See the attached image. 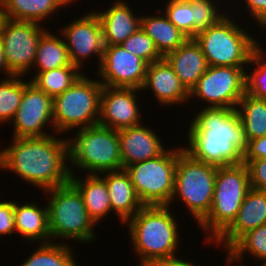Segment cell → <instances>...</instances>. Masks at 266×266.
Segmentation results:
<instances>
[{
	"label": "cell",
	"instance_id": "3957f363",
	"mask_svg": "<svg viewBox=\"0 0 266 266\" xmlns=\"http://www.w3.org/2000/svg\"><path fill=\"white\" fill-rule=\"evenodd\" d=\"M168 205L143 206L127 223L139 264L176 256L179 226Z\"/></svg>",
	"mask_w": 266,
	"mask_h": 266
},
{
	"label": "cell",
	"instance_id": "ac0fdd59",
	"mask_svg": "<svg viewBox=\"0 0 266 266\" xmlns=\"http://www.w3.org/2000/svg\"><path fill=\"white\" fill-rule=\"evenodd\" d=\"M266 224V191L250 189L232 224L213 242L227 251L243 234Z\"/></svg>",
	"mask_w": 266,
	"mask_h": 266
},
{
	"label": "cell",
	"instance_id": "cb8c5ba5",
	"mask_svg": "<svg viewBox=\"0 0 266 266\" xmlns=\"http://www.w3.org/2000/svg\"><path fill=\"white\" fill-rule=\"evenodd\" d=\"M71 174L70 182L79 190L85 208L95 224L112 212L106 182L100 175H89L83 179Z\"/></svg>",
	"mask_w": 266,
	"mask_h": 266
},
{
	"label": "cell",
	"instance_id": "30bf717a",
	"mask_svg": "<svg viewBox=\"0 0 266 266\" xmlns=\"http://www.w3.org/2000/svg\"><path fill=\"white\" fill-rule=\"evenodd\" d=\"M168 149L156 158L126 166L136 194L144 206L168 205L174 190L177 155L183 147Z\"/></svg>",
	"mask_w": 266,
	"mask_h": 266
},
{
	"label": "cell",
	"instance_id": "44dd1931",
	"mask_svg": "<svg viewBox=\"0 0 266 266\" xmlns=\"http://www.w3.org/2000/svg\"><path fill=\"white\" fill-rule=\"evenodd\" d=\"M163 58L172 67L188 92L209 67L200 45L194 38H188L181 46L167 53Z\"/></svg>",
	"mask_w": 266,
	"mask_h": 266
},
{
	"label": "cell",
	"instance_id": "d6986e66",
	"mask_svg": "<svg viewBox=\"0 0 266 266\" xmlns=\"http://www.w3.org/2000/svg\"><path fill=\"white\" fill-rule=\"evenodd\" d=\"M143 89V90H142ZM151 89V92L163 106H171L189 101V92L181 84L179 77L163 58L147 65L145 81L141 91Z\"/></svg>",
	"mask_w": 266,
	"mask_h": 266
},
{
	"label": "cell",
	"instance_id": "4dcf8cb0",
	"mask_svg": "<svg viewBox=\"0 0 266 266\" xmlns=\"http://www.w3.org/2000/svg\"><path fill=\"white\" fill-rule=\"evenodd\" d=\"M72 250L66 243H39L20 266H78Z\"/></svg>",
	"mask_w": 266,
	"mask_h": 266
},
{
	"label": "cell",
	"instance_id": "7bdbcfd3",
	"mask_svg": "<svg viewBox=\"0 0 266 266\" xmlns=\"http://www.w3.org/2000/svg\"><path fill=\"white\" fill-rule=\"evenodd\" d=\"M7 19L8 18H7L5 11H4V7L0 1V35L2 33L3 26H4Z\"/></svg>",
	"mask_w": 266,
	"mask_h": 266
},
{
	"label": "cell",
	"instance_id": "1f68e13d",
	"mask_svg": "<svg viewBox=\"0 0 266 266\" xmlns=\"http://www.w3.org/2000/svg\"><path fill=\"white\" fill-rule=\"evenodd\" d=\"M23 76L11 75L0 81V125L11 122L25 89Z\"/></svg>",
	"mask_w": 266,
	"mask_h": 266
},
{
	"label": "cell",
	"instance_id": "836d02e7",
	"mask_svg": "<svg viewBox=\"0 0 266 266\" xmlns=\"http://www.w3.org/2000/svg\"><path fill=\"white\" fill-rule=\"evenodd\" d=\"M163 12L188 38H194V15L191 0H167Z\"/></svg>",
	"mask_w": 266,
	"mask_h": 266
},
{
	"label": "cell",
	"instance_id": "4fadbf2b",
	"mask_svg": "<svg viewBox=\"0 0 266 266\" xmlns=\"http://www.w3.org/2000/svg\"><path fill=\"white\" fill-rule=\"evenodd\" d=\"M13 138L45 137L47 124L55 131L53 122V98L38 89L33 83L25 81L22 100L13 120L10 122Z\"/></svg>",
	"mask_w": 266,
	"mask_h": 266
},
{
	"label": "cell",
	"instance_id": "ffe728a7",
	"mask_svg": "<svg viewBox=\"0 0 266 266\" xmlns=\"http://www.w3.org/2000/svg\"><path fill=\"white\" fill-rule=\"evenodd\" d=\"M124 0H117L106 11H96L105 45H121L140 28V18Z\"/></svg>",
	"mask_w": 266,
	"mask_h": 266
},
{
	"label": "cell",
	"instance_id": "5b68a950",
	"mask_svg": "<svg viewBox=\"0 0 266 266\" xmlns=\"http://www.w3.org/2000/svg\"><path fill=\"white\" fill-rule=\"evenodd\" d=\"M76 130L75 137L68 139L71 174L72 168L89 175L123 169L117 130L99 124Z\"/></svg>",
	"mask_w": 266,
	"mask_h": 266
},
{
	"label": "cell",
	"instance_id": "4316f807",
	"mask_svg": "<svg viewBox=\"0 0 266 266\" xmlns=\"http://www.w3.org/2000/svg\"><path fill=\"white\" fill-rule=\"evenodd\" d=\"M64 66H74L71 63L65 41L47 30L41 36L36 49L33 64V67L37 69L36 74Z\"/></svg>",
	"mask_w": 266,
	"mask_h": 266
},
{
	"label": "cell",
	"instance_id": "ba28073f",
	"mask_svg": "<svg viewBox=\"0 0 266 266\" xmlns=\"http://www.w3.org/2000/svg\"><path fill=\"white\" fill-rule=\"evenodd\" d=\"M217 167L197 160L182 149L177 155L170 205L179 196L198 224L208 215L214 194Z\"/></svg>",
	"mask_w": 266,
	"mask_h": 266
},
{
	"label": "cell",
	"instance_id": "484cf974",
	"mask_svg": "<svg viewBox=\"0 0 266 266\" xmlns=\"http://www.w3.org/2000/svg\"><path fill=\"white\" fill-rule=\"evenodd\" d=\"M8 19L41 24L58 9L67 7V0H0ZM57 10V11H56ZM50 15V16H49Z\"/></svg>",
	"mask_w": 266,
	"mask_h": 266
},
{
	"label": "cell",
	"instance_id": "8fae6325",
	"mask_svg": "<svg viewBox=\"0 0 266 266\" xmlns=\"http://www.w3.org/2000/svg\"><path fill=\"white\" fill-rule=\"evenodd\" d=\"M246 69L233 66H209L189 92L206 101V107L235 109L246 93Z\"/></svg>",
	"mask_w": 266,
	"mask_h": 266
},
{
	"label": "cell",
	"instance_id": "ee69618b",
	"mask_svg": "<svg viewBox=\"0 0 266 266\" xmlns=\"http://www.w3.org/2000/svg\"><path fill=\"white\" fill-rule=\"evenodd\" d=\"M70 4L74 1H77V0H67Z\"/></svg>",
	"mask_w": 266,
	"mask_h": 266
},
{
	"label": "cell",
	"instance_id": "60d3db41",
	"mask_svg": "<svg viewBox=\"0 0 266 266\" xmlns=\"http://www.w3.org/2000/svg\"><path fill=\"white\" fill-rule=\"evenodd\" d=\"M139 266H196L193 265L192 262H188L187 260H181L180 257L174 256L169 258H160L146 261Z\"/></svg>",
	"mask_w": 266,
	"mask_h": 266
},
{
	"label": "cell",
	"instance_id": "e575fe53",
	"mask_svg": "<svg viewBox=\"0 0 266 266\" xmlns=\"http://www.w3.org/2000/svg\"><path fill=\"white\" fill-rule=\"evenodd\" d=\"M122 45L127 51L140 57L147 65L163 59L154 41L141 28L127 38Z\"/></svg>",
	"mask_w": 266,
	"mask_h": 266
},
{
	"label": "cell",
	"instance_id": "f35d334b",
	"mask_svg": "<svg viewBox=\"0 0 266 266\" xmlns=\"http://www.w3.org/2000/svg\"><path fill=\"white\" fill-rule=\"evenodd\" d=\"M251 19L263 30L266 28V0H243Z\"/></svg>",
	"mask_w": 266,
	"mask_h": 266
},
{
	"label": "cell",
	"instance_id": "9c48e42d",
	"mask_svg": "<svg viewBox=\"0 0 266 266\" xmlns=\"http://www.w3.org/2000/svg\"><path fill=\"white\" fill-rule=\"evenodd\" d=\"M102 87L100 80L88 78L83 73L69 89L53 99L57 135L98 124Z\"/></svg>",
	"mask_w": 266,
	"mask_h": 266
},
{
	"label": "cell",
	"instance_id": "f6af8a7d",
	"mask_svg": "<svg viewBox=\"0 0 266 266\" xmlns=\"http://www.w3.org/2000/svg\"><path fill=\"white\" fill-rule=\"evenodd\" d=\"M263 264L261 266H266V261H262Z\"/></svg>",
	"mask_w": 266,
	"mask_h": 266
},
{
	"label": "cell",
	"instance_id": "b9f144b4",
	"mask_svg": "<svg viewBox=\"0 0 266 266\" xmlns=\"http://www.w3.org/2000/svg\"><path fill=\"white\" fill-rule=\"evenodd\" d=\"M0 71L2 73L5 72L4 74L7 75V77L12 75L10 73V71L8 70V67H7V62H6V59H5L4 48H3V45H2L1 38H0Z\"/></svg>",
	"mask_w": 266,
	"mask_h": 266
},
{
	"label": "cell",
	"instance_id": "2e32d148",
	"mask_svg": "<svg viewBox=\"0 0 266 266\" xmlns=\"http://www.w3.org/2000/svg\"><path fill=\"white\" fill-rule=\"evenodd\" d=\"M141 89L103 86L98 124L121 130L141 124L137 92Z\"/></svg>",
	"mask_w": 266,
	"mask_h": 266
},
{
	"label": "cell",
	"instance_id": "f1b7e54d",
	"mask_svg": "<svg viewBox=\"0 0 266 266\" xmlns=\"http://www.w3.org/2000/svg\"><path fill=\"white\" fill-rule=\"evenodd\" d=\"M76 66H64L45 72L33 74L30 82L53 99L69 89L84 73Z\"/></svg>",
	"mask_w": 266,
	"mask_h": 266
},
{
	"label": "cell",
	"instance_id": "74e56055",
	"mask_svg": "<svg viewBox=\"0 0 266 266\" xmlns=\"http://www.w3.org/2000/svg\"><path fill=\"white\" fill-rule=\"evenodd\" d=\"M14 201L0 202V235H13L15 233Z\"/></svg>",
	"mask_w": 266,
	"mask_h": 266
},
{
	"label": "cell",
	"instance_id": "d6a6232c",
	"mask_svg": "<svg viewBox=\"0 0 266 266\" xmlns=\"http://www.w3.org/2000/svg\"><path fill=\"white\" fill-rule=\"evenodd\" d=\"M256 65L250 74L246 71V93L266 99V50L259 46L250 58L249 65Z\"/></svg>",
	"mask_w": 266,
	"mask_h": 266
},
{
	"label": "cell",
	"instance_id": "e0dca14e",
	"mask_svg": "<svg viewBox=\"0 0 266 266\" xmlns=\"http://www.w3.org/2000/svg\"><path fill=\"white\" fill-rule=\"evenodd\" d=\"M143 123L118 130L123 169L131 164L156 158L167 150L155 131Z\"/></svg>",
	"mask_w": 266,
	"mask_h": 266
},
{
	"label": "cell",
	"instance_id": "6da1fadb",
	"mask_svg": "<svg viewBox=\"0 0 266 266\" xmlns=\"http://www.w3.org/2000/svg\"><path fill=\"white\" fill-rule=\"evenodd\" d=\"M13 138L0 150V169L11 170L42 192L70 182L68 138ZM62 138V139H61Z\"/></svg>",
	"mask_w": 266,
	"mask_h": 266
},
{
	"label": "cell",
	"instance_id": "7a4b0ae2",
	"mask_svg": "<svg viewBox=\"0 0 266 266\" xmlns=\"http://www.w3.org/2000/svg\"><path fill=\"white\" fill-rule=\"evenodd\" d=\"M203 108L189 125V146L183 149L195 159L216 167L243 163L247 140L236 108Z\"/></svg>",
	"mask_w": 266,
	"mask_h": 266
},
{
	"label": "cell",
	"instance_id": "7402d4cb",
	"mask_svg": "<svg viewBox=\"0 0 266 266\" xmlns=\"http://www.w3.org/2000/svg\"><path fill=\"white\" fill-rule=\"evenodd\" d=\"M106 174V175H105ZM107 185L111 209L118 219L125 224L144 205L138 198L131 179L125 169L105 172L100 176Z\"/></svg>",
	"mask_w": 266,
	"mask_h": 266
},
{
	"label": "cell",
	"instance_id": "d4e9b609",
	"mask_svg": "<svg viewBox=\"0 0 266 266\" xmlns=\"http://www.w3.org/2000/svg\"><path fill=\"white\" fill-rule=\"evenodd\" d=\"M140 28L154 41L158 52L163 57L176 50L188 39L164 13L153 16L141 15Z\"/></svg>",
	"mask_w": 266,
	"mask_h": 266
},
{
	"label": "cell",
	"instance_id": "9a60e30c",
	"mask_svg": "<svg viewBox=\"0 0 266 266\" xmlns=\"http://www.w3.org/2000/svg\"><path fill=\"white\" fill-rule=\"evenodd\" d=\"M147 64L123 45H105L97 74L103 86L141 89Z\"/></svg>",
	"mask_w": 266,
	"mask_h": 266
},
{
	"label": "cell",
	"instance_id": "7c38bea8",
	"mask_svg": "<svg viewBox=\"0 0 266 266\" xmlns=\"http://www.w3.org/2000/svg\"><path fill=\"white\" fill-rule=\"evenodd\" d=\"M32 21L7 19L0 35L8 70L12 75L30 73L41 36L47 31ZM30 71V72H28Z\"/></svg>",
	"mask_w": 266,
	"mask_h": 266
},
{
	"label": "cell",
	"instance_id": "ab89813d",
	"mask_svg": "<svg viewBox=\"0 0 266 266\" xmlns=\"http://www.w3.org/2000/svg\"><path fill=\"white\" fill-rule=\"evenodd\" d=\"M266 159V136L249 140L243 160Z\"/></svg>",
	"mask_w": 266,
	"mask_h": 266
},
{
	"label": "cell",
	"instance_id": "52a82bcc",
	"mask_svg": "<svg viewBox=\"0 0 266 266\" xmlns=\"http://www.w3.org/2000/svg\"><path fill=\"white\" fill-rule=\"evenodd\" d=\"M44 192L48 197L51 195L47 200L51 242L54 238L80 243L97 239L94 231L97 225L88 215L81 193L71 182Z\"/></svg>",
	"mask_w": 266,
	"mask_h": 266
},
{
	"label": "cell",
	"instance_id": "d590c367",
	"mask_svg": "<svg viewBox=\"0 0 266 266\" xmlns=\"http://www.w3.org/2000/svg\"><path fill=\"white\" fill-rule=\"evenodd\" d=\"M214 0H191L194 15V37L201 31L216 25L228 13L220 12Z\"/></svg>",
	"mask_w": 266,
	"mask_h": 266
},
{
	"label": "cell",
	"instance_id": "5bb4252c",
	"mask_svg": "<svg viewBox=\"0 0 266 266\" xmlns=\"http://www.w3.org/2000/svg\"><path fill=\"white\" fill-rule=\"evenodd\" d=\"M91 11L61 28L60 37L64 38L71 63L80 70L91 55L97 56L99 69L105 49L100 20L95 10Z\"/></svg>",
	"mask_w": 266,
	"mask_h": 266
},
{
	"label": "cell",
	"instance_id": "8992f818",
	"mask_svg": "<svg viewBox=\"0 0 266 266\" xmlns=\"http://www.w3.org/2000/svg\"><path fill=\"white\" fill-rule=\"evenodd\" d=\"M231 18L233 16L227 14L216 25L199 32L194 37L209 66L247 68L251 56L261 46L247 29L241 28L242 26Z\"/></svg>",
	"mask_w": 266,
	"mask_h": 266
},
{
	"label": "cell",
	"instance_id": "f546056e",
	"mask_svg": "<svg viewBox=\"0 0 266 266\" xmlns=\"http://www.w3.org/2000/svg\"><path fill=\"white\" fill-rule=\"evenodd\" d=\"M260 261H266V224L243 234L228 250L226 263L241 262L247 253Z\"/></svg>",
	"mask_w": 266,
	"mask_h": 266
},
{
	"label": "cell",
	"instance_id": "277c9868",
	"mask_svg": "<svg viewBox=\"0 0 266 266\" xmlns=\"http://www.w3.org/2000/svg\"><path fill=\"white\" fill-rule=\"evenodd\" d=\"M251 189L245 163L217 167L212 206L198 224L214 242L235 220L247 192Z\"/></svg>",
	"mask_w": 266,
	"mask_h": 266
},
{
	"label": "cell",
	"instance_id": "83f0119b",
	"mask_svg": "<svg viewBox=\"0 0 266 266\" xmlns=\"http://www.w3.org/2000/svg\"><path fill=\"white\" fill-rule=\"evenodd\" d=\"M236 110L241 118L247 142L266 136V99L245 93Z\"/></svg>",
	"mask_w": 266,
	"mask_h": 266
},
{
	"label": "cell",
	"instance_id": "603a6c76",
	"mask_svg": "<svg viewBox=\"0 0 266 266\" xmlns=\"http://www.w3.org/2000/svg\"><path fill=\"white\" fill-rule=\"evenodd\" d=\"M14 221L20 238L34 244L51 242L47 205L41 208L35 202L19 204L14 201Z\"/></svg>",
	"mask_w": 266,
	"mask_h": 266
},
{
	"label": "cell",
	"instance_id": "8d00e7d4",
	"mask_svg": "<svg viewBox=\"0 0 266 266\" xmlns=\"http://www.w3.org/2000/svg\"><path fill=\"white\" fill-rule=\"evenodd\" d=\"M249 172L250 186L266 191V159L243 160Z\"/></svg>",
	"mask_w": 266,
	"mask_h": 266
}]
</instances>
